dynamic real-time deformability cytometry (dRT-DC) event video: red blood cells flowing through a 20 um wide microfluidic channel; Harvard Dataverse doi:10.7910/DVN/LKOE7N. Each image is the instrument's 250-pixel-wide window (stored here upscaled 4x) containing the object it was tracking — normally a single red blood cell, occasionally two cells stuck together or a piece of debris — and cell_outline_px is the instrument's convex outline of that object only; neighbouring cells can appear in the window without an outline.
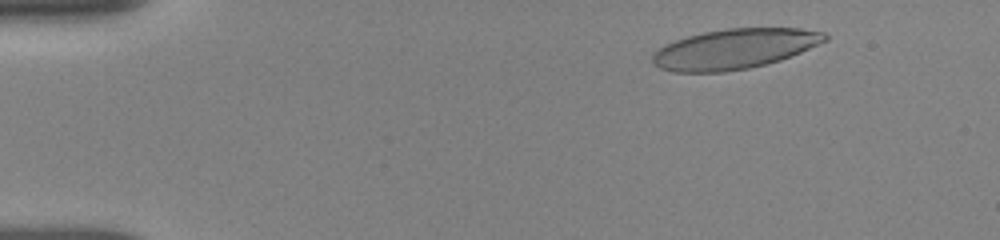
{"species": "human", "species_latin": "Homo sapiens", "temperature_condition": "room temperature", "stored_images_in_passage": 8, "camera_frame_rate_fps": 3000, "um_per_image_px": 0.085, "donor": {"sex": "female"}, "frame": {"image": 1, "passage_image": 3, "time_ms": 1.667, "image_size_px": [1000, 240], "cell_outline_px": [[828, 40], [800, 52], [780, 60], [748, 68], [724, 72], [672, 72], [660, 68], [652, 64], [652, 52], [664, 44], [688, 36], [704, 32], [728, 28], [800, 28], [824, 32], [828, 36]], "centroid_in_image_um": [62.39, 4.16], "position_along_channel_um": 22.6, "area_um2": 40.29}}
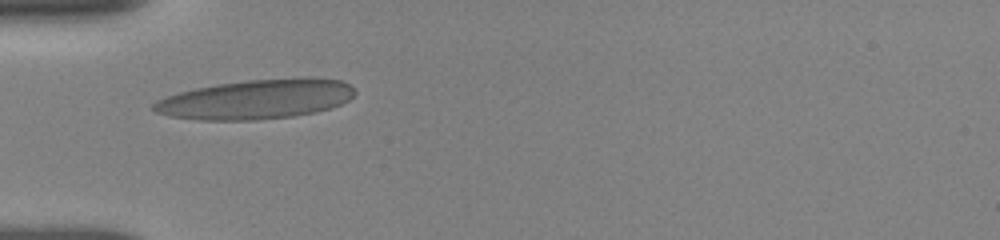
{"frame": {"image": 2, "passage_image": 7, "time_ms": 5.0, "image_size_px": [1000, 240], "cell_outline_px": [[356, 92], [348, 100], [332, 108], [316, 112], [292, 116], [256, 120], [200, 120], [168, 116], [156, 112], [152, 108], [152, 104], [156, 100], [180, 92], [196, 88], [216, 84], [248, 80], [340, 80], [348, 84]], "centroid_in_image_um": [21.68, 8.48], "position_along_channel_um": 63.3, "area_um2": 45.26}}